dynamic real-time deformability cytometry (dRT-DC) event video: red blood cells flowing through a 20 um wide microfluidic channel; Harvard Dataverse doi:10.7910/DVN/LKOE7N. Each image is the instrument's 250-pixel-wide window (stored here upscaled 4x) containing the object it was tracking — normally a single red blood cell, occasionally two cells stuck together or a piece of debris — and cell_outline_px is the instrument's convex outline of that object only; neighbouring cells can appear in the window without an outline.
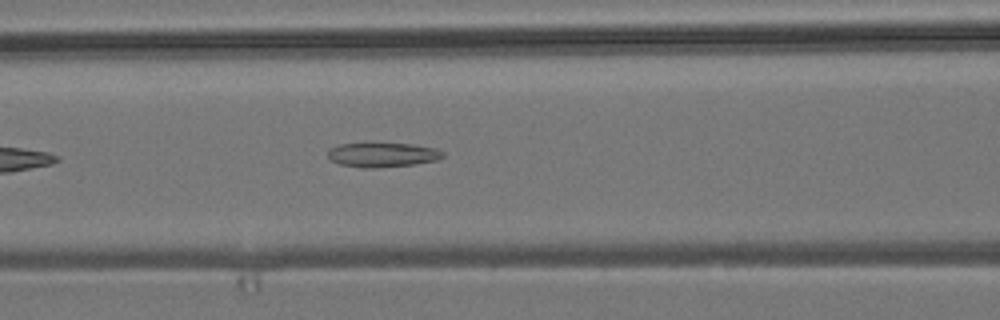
{"species": "common noctule bat (a hibernating species)", "species_latin": "Nyctalus noctula", "temperature_condition": "room temperature", "stored_images_in_passage": 5, "camera_frame_rate_fps": 3000, "um_per_image_px": 0.085, "animal": {"sex": "male", "body_mass_g": 19.2, "forearm_length_mm": 51.8}, "frame": {"image": 1, "passage_image": 5, "time_ms": 5.667, "image_size_px": [1000, 320], "cell_outline_px": [[444, 156], [436, 160], [412, 164], [376, 168], [364, 168], [340, 164], [332, 160], [328, 156], [328, 148], [340, 144], [412, 144], [436, 148], [444, 152]], "centroid_in_image_um": [32.51, 13.16], "position_along_channel_um": 134.1, "area_um2": 16.13}}